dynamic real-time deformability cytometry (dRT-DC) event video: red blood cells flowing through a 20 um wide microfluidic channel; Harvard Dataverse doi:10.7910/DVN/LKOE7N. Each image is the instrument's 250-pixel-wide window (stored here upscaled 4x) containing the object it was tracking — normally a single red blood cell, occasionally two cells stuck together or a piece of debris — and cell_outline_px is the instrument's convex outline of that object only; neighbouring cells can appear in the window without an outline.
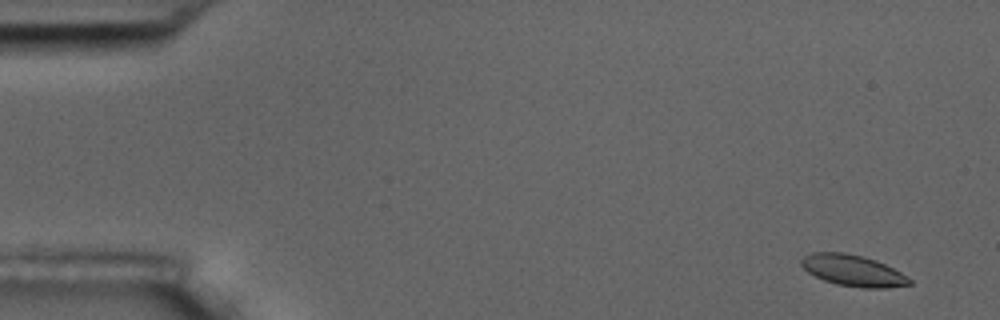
{"species": "common noctule bat (a hibernating species)", "species_latin": "Nyctalus noctula", "temperature_condition": "room temperature", "stored_images_in_passage": 5, "camera_frame_rate_fps": 3000, "um_per_image_px": 0.085, "animal": {"sex": "male", "body_mass_g": 17.5, "forearm_length_mm": 52.3}, "frame": {"image": 1, "passage_image": 1, "time_ms": 0.0, "image_size_px": [1000, 320], "cell_outline_px": [[912, 284], [888, 288], [864, 288], [836, 284], [824, 280], [808, 272], [800, 264], [800, 260], [804, 256], [812, 252], [844, 252], [864, 256], [876, 260], [900, 272], [912, 280]], "centroid_in_image_um": [72.5, 22.99], "position_along_channel_um": 12.5, "area_um2": 19.71}}
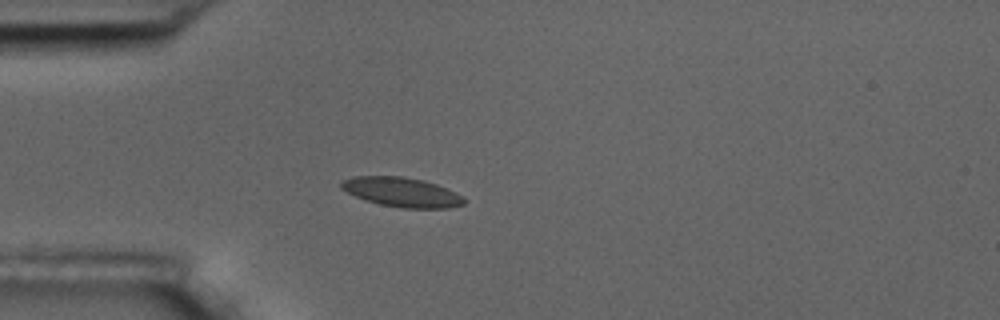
{"frame": {"image": 2, "passage_image": 4, "time_ms": 4.333, "image_size_px": [1000, 320], "cell_outline_px": [[464, 204], [448, 208], [400, 208], [380, 204], [356, 196], [340, 188], [340, 180], [352, 176], [404, 176], [424, 180], [436, 184], [456, 192], [464, 200]], "centroid_in_image_um": [34.12, 16.32], "position_along_channel_um": 50.9, "area_um2": 21.04}}